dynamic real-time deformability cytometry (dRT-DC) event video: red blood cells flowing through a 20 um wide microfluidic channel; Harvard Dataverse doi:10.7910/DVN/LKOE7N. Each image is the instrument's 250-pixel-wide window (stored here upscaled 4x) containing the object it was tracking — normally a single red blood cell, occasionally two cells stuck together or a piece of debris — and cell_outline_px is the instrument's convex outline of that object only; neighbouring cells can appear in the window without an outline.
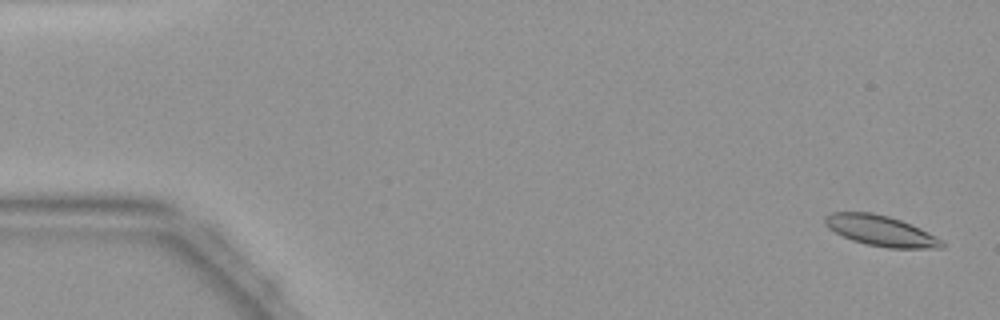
{"species": "common noctule bat (a hibernating species)", "species_latin": "Nyctalus noctula", "temperature_condition": "warm", "stored_images_in_passage": 3, "camera_frame_rate_fps": 3000, "um_per_image_px": 0.085, "animal": {"sex": "female", "body_mass_g": 19.9}, "frame": {"image": 1, "passage_image": 1, "time_ms": 0.0, "image_size_px": [1000, 320], "cell_outline_px": [[944, 248], [888, 248], [864, 244], [852, 240], [828, 228], [824, 224], [824, 216], [832, 212], [872, 212], [888, 216], [912, 224], [944, 240]], "centroid_in_image_um": [74.87, 19.61], "position_along_channel_um": 10.1, "area_um2": 20.92}}